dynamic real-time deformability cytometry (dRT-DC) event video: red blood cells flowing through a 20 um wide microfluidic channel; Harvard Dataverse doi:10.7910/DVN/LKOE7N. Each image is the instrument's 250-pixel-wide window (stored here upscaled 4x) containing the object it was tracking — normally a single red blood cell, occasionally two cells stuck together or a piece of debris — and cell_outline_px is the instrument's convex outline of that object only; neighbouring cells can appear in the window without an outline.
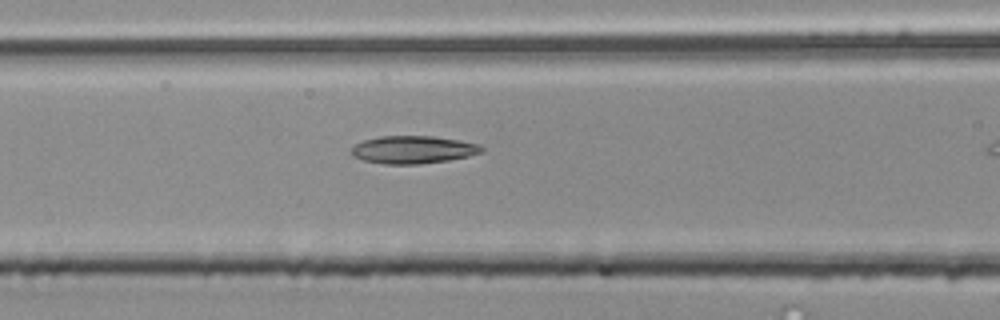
{"species": "common noctule bat (a hibernating species)", "species_latin": "Nyctalus noctula", "temperature_condition": "room temperature", "stored_images_in_passage": 11, "camera_frame_rate_fps": 3000, "um_per_image_px": 0.085, "animal": {"sex": "male", "body_mass_g": 20.4}, "frame": {"image": 1, "passage_image": 10, "time_ms": 3.0, "image_size_px": [1000, 320], "cell_outline_px": [[484, 152], [468, 156], [448, 160], [416, 164], [384, 164], [364, 160], [352, 156], [352, 148], [356, 144], [364, 140], [380, 136], [432, 136], [460, 140], [480, 144], [484, 148]], "centroid_in_image_um": [35.15, 12.72], "position_along_channel_um": 131.5, "area_um2": 20.98}}